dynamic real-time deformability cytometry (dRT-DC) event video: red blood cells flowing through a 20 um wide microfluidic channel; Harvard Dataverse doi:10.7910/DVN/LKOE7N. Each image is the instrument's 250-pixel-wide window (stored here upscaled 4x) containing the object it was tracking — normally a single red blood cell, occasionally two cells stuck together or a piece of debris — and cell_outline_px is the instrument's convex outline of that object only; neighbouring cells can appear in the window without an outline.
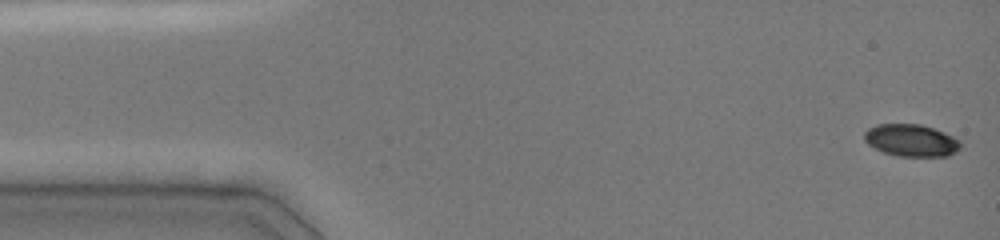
{"species": "common noctule bat (a hibernating species)", "species_latin": "Nyctalus noctula", "temperature_condition": "cold", "stored_images_in_passage": 41, "camera_frame_rate_fps": 3000, "um_per_image_px": 0.085, "animal": {"sex": "female", "body_mass_g": 19.0, "forearm_length_mm": 51.5}, "frame": {"image": 1, "passage_image": 1, "time_ms": 0.0, "image_size_px": [1000, 240], "cell_outline_px": [[960, 148], [956, 152], [948, 156], [896, 156], [884, 152], [868, 144], [864, 140], [864, 132], [868, 128], [876, 124], [920, 124], [944, 132], [960, 140]], "centroid_in_image_um": [77.44, 11.93], "position_along_channel_um": 7.6, "area_um2": 18.03}}
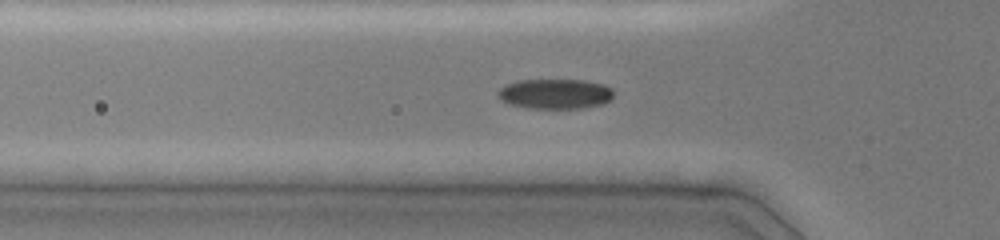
{"frame": {"image": 2, "passage_image": 15, "time_ms": 4.667, "image_size_px": [1000, 240], "cell_outline_px": [[612, 100], [604, 104], [584, 108], [528, 108], [508, 104], [500, 100], [496, 96], [496, 92], [504, 84], [516, 80], [584, 80], [604, 84], [612, 88]], "centroid_in_image_um": [47.15, 7.98], "position_along_channel_um": 78.6, "area_um2": 20.63}}
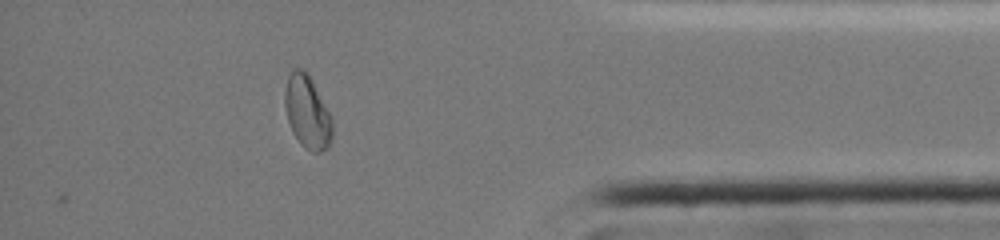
{"frame": {"image": 3, "passage_image": 41, "time_ms": 13.333, "image_size_px": [1000, 240], "cell_outline_px": [[332, 140], [328, 148], [320, 152], [312, 152], [304, 148], [300, 144], [292, 132], [288, 120], [284, 104], [284, 92], [288, 76], [296, 68], [300, 68], [312, 80], [332, 116]], "centroid_in_image_um": [26.13, 9.58], "position_along_channel_um": 409.1, "area_um2": 20.23}, "authors_computed_cell_mechanics": {"area_um2": 19.1896, "velocity_mm_per_s": 4.0341, "shape_relaxation_time_tau1_ms": 5.6765, "shape_relaxation_time_tau2_ms": null, "deformation_change_tau1": 0.1626, "deformation_change_tau2": null}}